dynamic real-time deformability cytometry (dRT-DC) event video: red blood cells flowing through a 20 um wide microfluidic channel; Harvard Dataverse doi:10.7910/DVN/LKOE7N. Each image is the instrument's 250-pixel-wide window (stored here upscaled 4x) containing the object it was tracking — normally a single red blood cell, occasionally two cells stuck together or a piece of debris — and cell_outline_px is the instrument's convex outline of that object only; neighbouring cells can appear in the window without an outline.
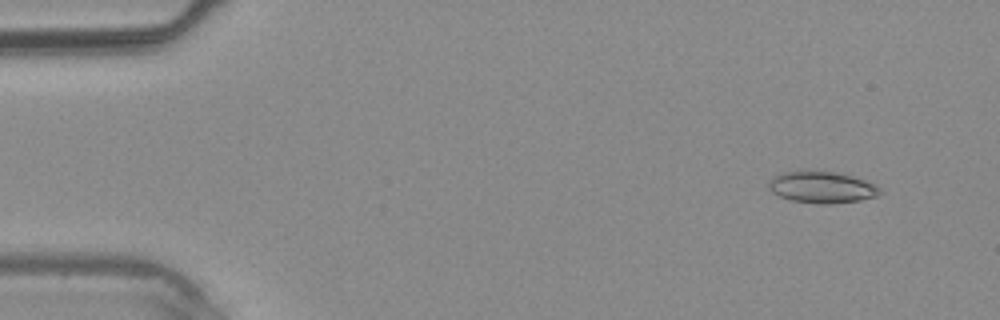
{"species": "common noctule bat (a hibernating species)", "species_latin": "Nyctalus noctula", "temperature_condition": "warm", "stored_images_in_passage": 38, "camera_frame_rate_fps": 3000, "um_per_image_px": 0.085, "animal": {"sex": "male", "body_mass_g": 20.4}, "frame": {"image": 1, "passage_image": 3, "time_ms": 0.667, "image_size_px": [1000, 320], "cell_outline_px": [[884, 192], [876, 196], [860, 200], [828, 204], [820, 204], [792, 200], [780, 196], [772, 192], [768, 188], [768, 180], [772, 176], [780, 172], [800, 168], [816, 168], [836, 172], [864, 180], [876, 184]], "centroid_in_image_um": [69.8, 15.85], "position_along_channel_um": 15.2, "area_um2": 21.33}}
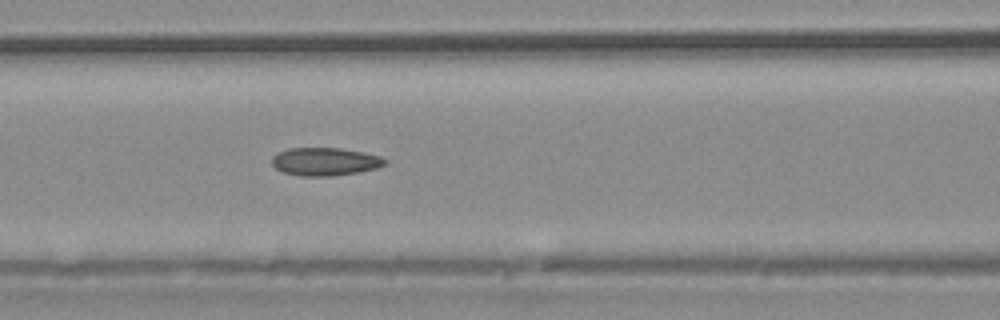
{"frame": {"image": 2, "passage_image": 16, "time_ms": 5.0, "image_size_px": [1000, 320], "cell_outline_px": [[388, 164], [376, 168], [356, 172], [332, 176], [300, 176], [284, 172], [276, 168], [272, 164], [272, 156], [276, 152], [288, 148], [340, 148], [364, 152], [380, 156], [388, 160]], "centroid_in_image_um": [27.63, 13.73], "position_along_channel_um": 139.0, "area_um2": 18.55}}
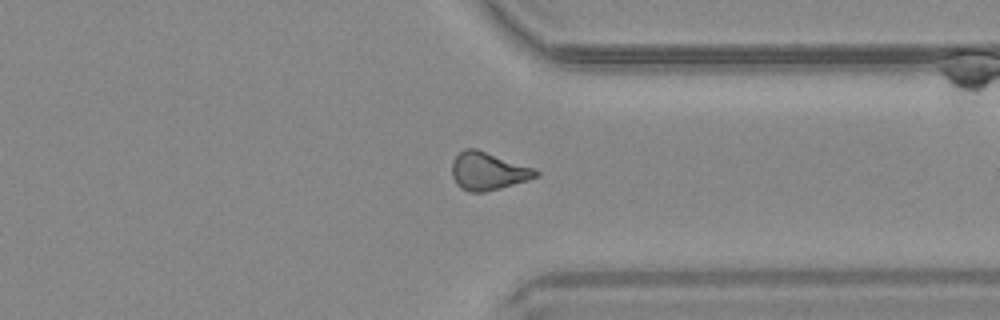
{"frame": {"image": 3, "passage_image": 29, "time_ms": 9.333, "image_size_px": [1000, 320], "cell_outline_px": [[540, 176], [528, 180], [500, 188], [484, 192], [468, 192], [460, 188], [456, 184], [452, 176], [452, 160], [464, 148], [476, 148], [536, 168], [540, 172]], "centroid_in_image_um": [41.5, 14.54], "position_along_channel_um": 369.9, "area_um2": 18.79}}